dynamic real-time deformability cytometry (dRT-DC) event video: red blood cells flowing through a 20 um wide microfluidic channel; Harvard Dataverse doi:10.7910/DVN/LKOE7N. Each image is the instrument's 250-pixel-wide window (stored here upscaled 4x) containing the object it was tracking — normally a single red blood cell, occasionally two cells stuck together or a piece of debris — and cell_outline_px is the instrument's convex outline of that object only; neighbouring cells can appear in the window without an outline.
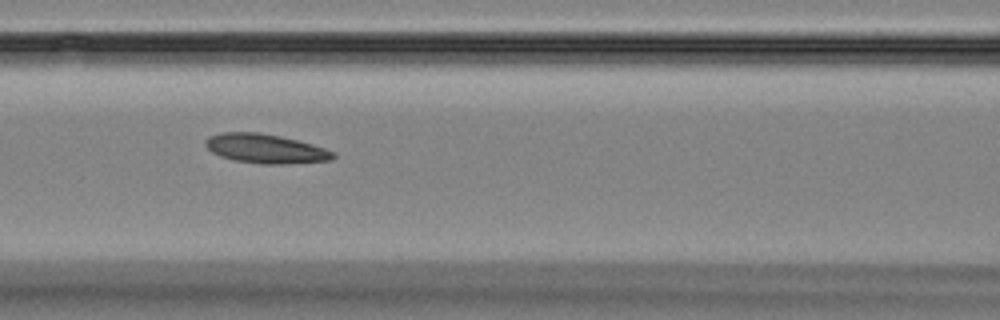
{"species": "Egyptian fruit bat (a non-hibernating species)", "species_latin": "Rousettus aegyptiacus", "temperature_condition": "room temperature", "stored_images_in_passage": 11, "camera_frame_rate_fps": 3000, "um_per_image_px": 0.085, "animal": {"sex": "female"}, "frame": {"image": 1, "passage_image": 5, "time_ms": 7.333, "image_size_px": [1000, 320], "cell_outline_px": [[336, 156], [332, 160], [284, 164], [260, 164], [232, 160], [220, 156], [212, 152], [204, 144], [204, 140], [208, 136], [220, 132], [260, 132], [280, 136], [312, 144], [336, 152]], "centroid_in_image_um": [22.55, 12.63], "position_along_channel_um": 144.1, "area_um2": 21.96}}
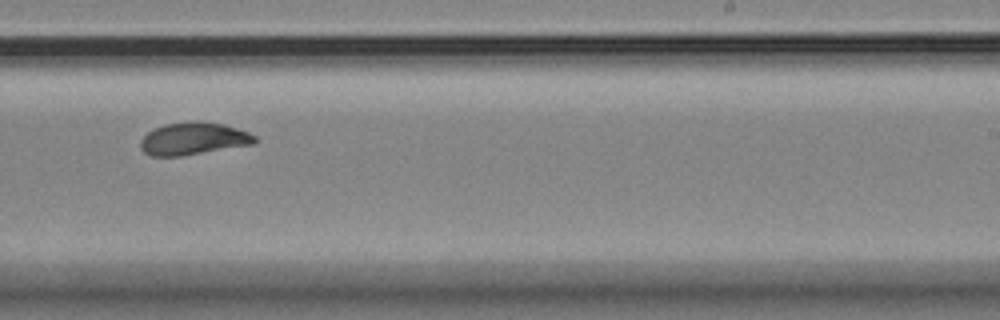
{"frame": {"image": 2, "passage_image": 8, "time_ms": 11.0, "image_size_px": [1000, 320], "cell_outline_px": [[256, 144], [180, 156], [152, 156], [144, 152], [140, 148], [140, 140], [152, 128], [164, 124], [192, 120], [200, 120], [224, 124], [248, 132], [256, 136]], "centroid_in_image_um": [16.43, 11.77], "position_along_channel_um": 272.6, "area_um2": 21.91}}
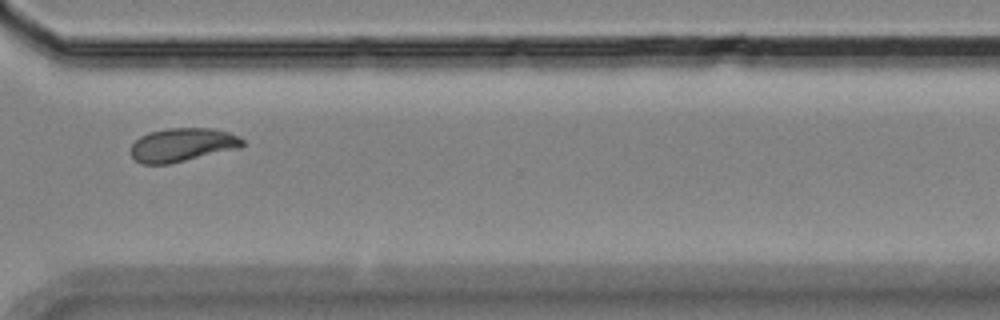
{"frame": {"image": 3, "passage_image": 10, "time_ms": 13.333, "image_size_px": [1000, 320], "cell_outline_px": [[244, 144], [240, 148], [168, 164], [140, 164], [132, 156], [132, 144], [140, 136], [148, 132], [168, 128], [212, 128], [228, 132], [244, 140]], "centroid_in_image_um": [15.49, 12.31], "position_along_channel_um": 355.1, "area_um2": 21.73}}